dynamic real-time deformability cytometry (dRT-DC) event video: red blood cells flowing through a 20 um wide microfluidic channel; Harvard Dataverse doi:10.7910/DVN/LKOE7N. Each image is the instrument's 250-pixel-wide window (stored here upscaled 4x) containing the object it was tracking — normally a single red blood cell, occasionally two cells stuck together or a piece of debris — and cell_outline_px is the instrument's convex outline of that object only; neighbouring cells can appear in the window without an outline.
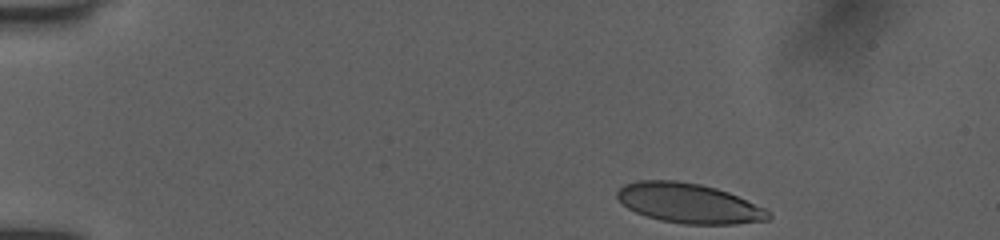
{"species": "human", "species_latin": "Homo sapiens", "temperature_condition": "room temperature", "stored_images_in_passage": 42, "camera_frame_rate_fps": 3000, "um_per_image_px": 0.085, "donor": {"sex": "female"}, "frame": {"image": 1, "passage_image": 1, "time_ms": 0.0, "image_size_px": [1000, 240], "cell_outline_px": [[772, 216], [768, 220], [736, 224], [684, 224], [660, 220], [636, 212], [628, 208], [616, 196], [616, 192], [624, 184], [636, 180], [676, 180], [700, 184], [716, 188], [728, 192], [768, 208], [772, 212]], "centroid_in_image_um": [58.61, 17.27], "position_along_channel_um": 26.4, "area_um2": 35.32}}
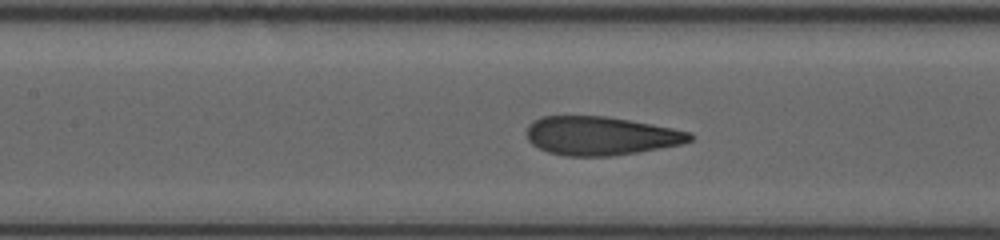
{"frame": {"image": 2, "passage_image": 25, "time_ms": 5.667, "image_size_px": [1000, 240], "cell_outline_px": [[696, 136], [692, 140], [680, 144], [636, 152], [612, 156], [564, 156], [548, 152], [532, 144], [528, 140], [524, 132], [528, 124], [532, 120], [540, 116], [608, 116], [652, 124], [692, 132]], "centroid_in_image_um": [51.02, 11.53], "position_along_channel_um": 156.4, "area_um2": 37.05}}
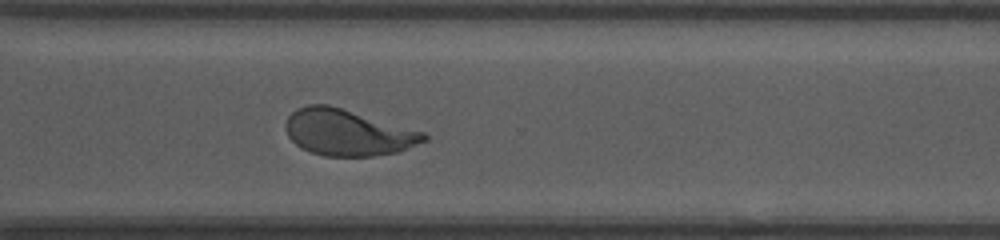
{"frame": {"image": 3, "passage_image": 42, "time_ms": 10.333, "image_size_px": [1000, 240], "cell_outline_px": [[428, 140], [396, 152], [372, 156], [324, 156], [300, 148], [288, 136], [284, 128], [284, 124], [288, 116], [296, 108], [308, 104], [328, 104], [424, 132], [428, 136]], "centroid_in_image_um": [29.51, 11.26], "position_along_channel_um": 341.1, "area_um2": 37.17}}